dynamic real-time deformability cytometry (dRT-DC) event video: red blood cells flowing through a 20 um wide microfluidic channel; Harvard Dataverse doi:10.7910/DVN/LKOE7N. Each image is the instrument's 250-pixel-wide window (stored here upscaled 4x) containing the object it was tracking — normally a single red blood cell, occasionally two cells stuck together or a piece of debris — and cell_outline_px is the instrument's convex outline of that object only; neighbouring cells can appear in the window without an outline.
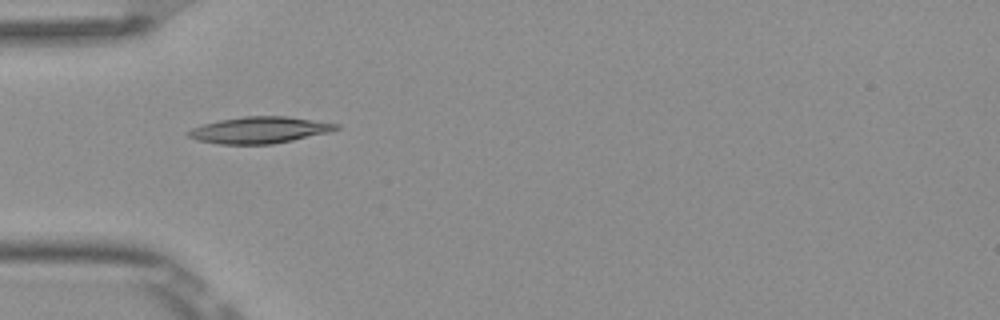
{"species": "Egyptian fruit bat (a non-hibernating species)", "species_latin": "Rousettus aegyptiacus", "temperature_condition": "room temperature", "stored_images_in_passage": 7, "camera_frame_rate_fps": 3000, "um_per_image_px": 0.085, "frame": {"image": 1, "passage_image": 5, "time_ms": 1.333, "image_size_px": [1000, 320], "cell_outline_px": [[340, 128], [328, 132], [292, 140], [272, 144], [220, 144], [196, 140], [188, 136], [184, 132], [192, 128], [204, 124], [220, 120], [244, 116], [288, 116], [340, 124]], "centroid_in_image_um": [22.04, 11.05], "position_along_channel_um": 63.0, "area_um2": 22.77}}
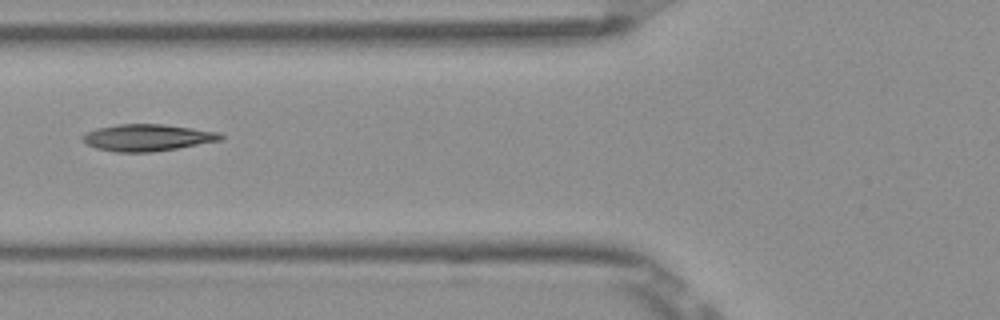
{"frame": {"image": 2, "passage_image": 6, "time_ms": 1.667, "image_size_px": [1000, 320], "cell_outline_px": [[224, 140], [152, 152], [116, 152], [96, 148], [80, 140], [80, 136], [96, 128], [120, 124], [164, 124], [220, 132], [224, 136]], "centroid_in_image_um": [12.53, 11.69], "position_along_channel_um": 113.3, "area_um2": 21.62}}
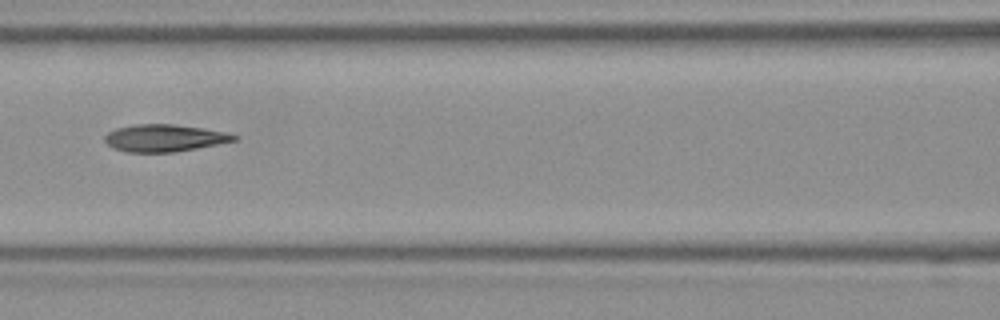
{"frame": {"image": 3, "passage_image": 7, "time_ms": 2.0, "image_size_px": [1000, 320], "cell_outline_px": [[240, 140], [176, 152], [128, 152], [112, 148], [104, 140], [104, 136], [108, 132], [116, 128], [132, 124], [172, 124], [204, 128], [224, 132], [240, 136]], "centroid_in_image_um": [13.99, 11.73], "position_along_channel_um": 152.6, "area_um2": 20.69}}